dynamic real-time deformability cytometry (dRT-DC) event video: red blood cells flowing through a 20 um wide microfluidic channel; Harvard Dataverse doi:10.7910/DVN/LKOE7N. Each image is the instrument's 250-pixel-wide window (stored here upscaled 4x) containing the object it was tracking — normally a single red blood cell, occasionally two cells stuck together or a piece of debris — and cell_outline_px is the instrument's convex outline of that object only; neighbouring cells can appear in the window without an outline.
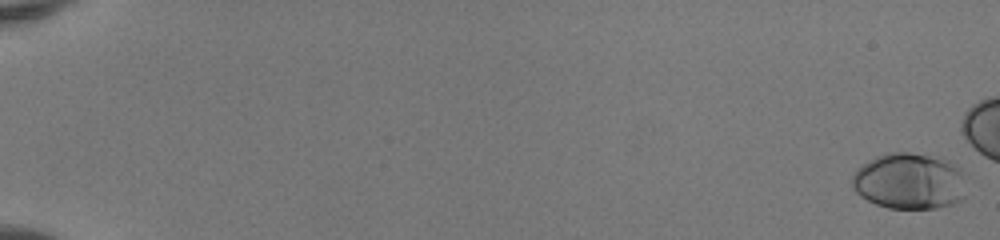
{"species": "human", "species_latin": "Homo sapiens", "temperature_condition": "room temperature", "stored_images_in_passage": 48, "camera_frame_rate_fps": 3000, "um_per_image_px": 0.085, "donor": {"sex": "female"}, "frame": {"image": 1, "passage_image": 1, "time_ms": 0.0, "image_size_px": [1000, 240], "cell_outline_px": [[964, 200], [952, 204], [936, 208], [888, 208], [876, 204], [860, 196], [852, 188], [852, 176], [856, 168], [876, 156], [888, 152], [908, 152], [952, 160], [956, 164], [960, 172], [964, 196]], "centroid_in_image_um": [77.25, 15.39], "position_along_channel_um": 7.7, "area_um2": 37.4}}
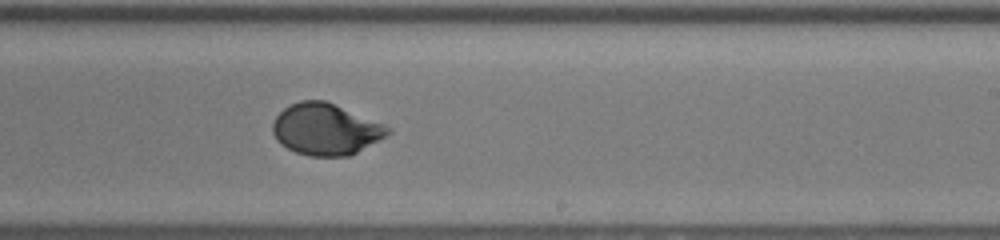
{"frame": {"image": 2, "passage_image": 35, "time_ms": 11.333, "image_size_px": [1000, 240], "cell_outline_px": [[392, 132], [356, 152], [348, 156], [308, 156], [296, 152], [280, 144], [276, 140], [272, 132], [272, 120], [288, 104], [300, 100], [324, 100], [384, 124], [392, 128]], "centroid_in_image_um": [27.63, 10.98], "position_along_channel_um": 261.4, "area_um2": 34.45}}
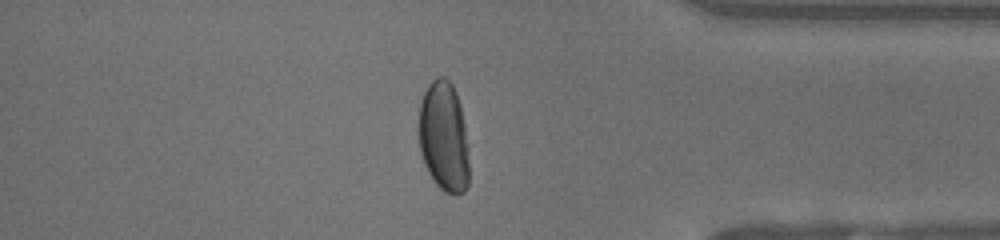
{"frame": {"image": 3, "passage_image": 46, "time_ms": 15.0, "image_size_px": [1000, 240], "cell_outline_px": [[468, 184], [464, 192], [456, 196], [444, 192], [432, 180], [424, 164], [420, 152], [420, 100], [428, 84], [436, 76], [444, 76], [452, 84], [456, 92], [460, 104], [464, 124], [468, 148]], "centroid_in_image_um": [37.73, 11.64], "position_along_channel_um": 397.5, "area_um2": 32.54}}